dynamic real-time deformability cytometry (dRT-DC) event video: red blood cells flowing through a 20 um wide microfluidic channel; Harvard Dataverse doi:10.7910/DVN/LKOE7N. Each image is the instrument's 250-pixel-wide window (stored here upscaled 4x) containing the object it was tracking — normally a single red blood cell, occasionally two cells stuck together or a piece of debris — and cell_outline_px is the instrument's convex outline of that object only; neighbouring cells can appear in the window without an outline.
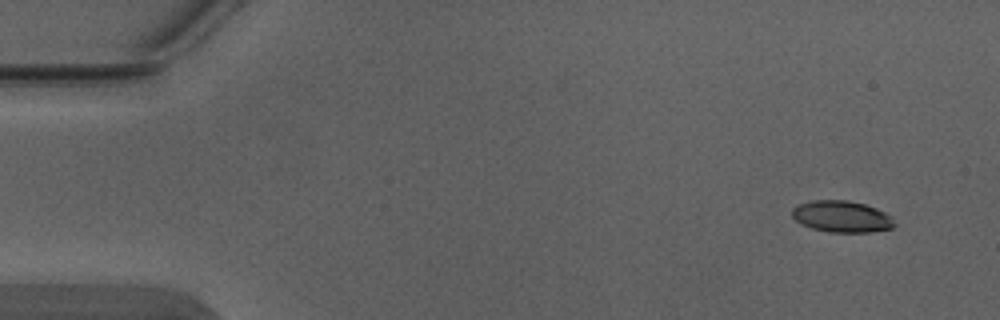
{"species": "Egyptian fruit bat (a non-hibernating species)", "species_latin": "Rousettus aegyptiacus", "temperature_condition": "warm", "stored_images_in_passage": 4, "camera_frame_rate_fps": 3000, "um_per_image_px": 0.085, "animal": {"sex": "male"}, "frame": {"image": 1, "passage_image": 1, "time_ms": 0.0, "image_size_px": [1000, 320], "cell_outline_px": [[896, 224], [892, 228], [868, 232], [828, 232], [812, 228], [800, 224], [792, 216], [792, 208], [800, 204], [812, 200], [848, 200], [864, 204], [876, 208], [892, 216]], "centroid_in_image_um": [71.55, 18.4], "position_along_channel_um": 13.4, "area_um2": 18.84}}
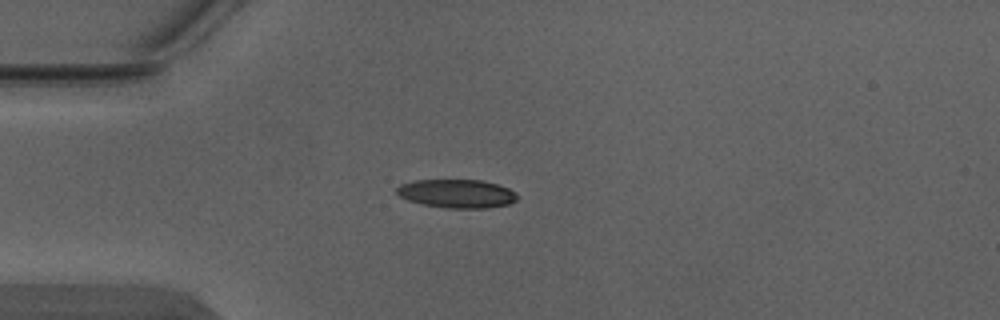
{"frame": {"image": 2, "passage_image": 4, "time_ms": 1.0, "image_size_px": [1000, 320], "cell_outline_px": [[516, 200], [508, 204], [484, 208], [448, 208], [424, 204], [408, 200], [400, 196], [396, 192], [396, 188], [400, 184], [412, 180], [480, 180], [496, 184], [508, 188], [516, 192]], "centroid_in_image_um": [38.8, 16.45], "position_along_channel_um": 46.2, "area_um2": 19.88}}